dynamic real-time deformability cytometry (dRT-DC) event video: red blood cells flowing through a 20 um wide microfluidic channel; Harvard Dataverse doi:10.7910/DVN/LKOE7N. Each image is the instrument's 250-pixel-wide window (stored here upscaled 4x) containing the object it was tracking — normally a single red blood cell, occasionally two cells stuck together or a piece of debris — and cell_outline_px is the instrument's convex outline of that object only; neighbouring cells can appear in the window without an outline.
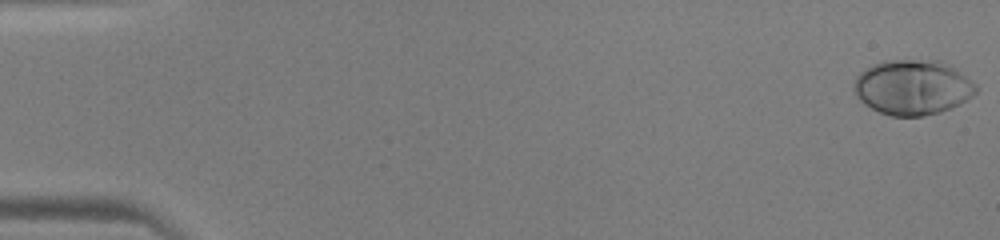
{"species": "human", "species_latin": "Homo sapiens", "temperature_condition": "warm", "stored_images_in_passage": 48, "camera_frame_rate_fps": 3000, "um_per_image_px": 0.085, "donor": {"sex": "male"}, "frame": {"image": 1, "passage_image": 1, "time_ms": 0.0, "image_size_px": [1000, 240], "cell_outline_px": [[976, 92], [972, 96], [960, 104], [952, 108], [940, 112], [924, 116], [892, 116], [880, 112], [864, 104], [852, 92], [852, 84], [856, 76], [864, 68], [872, 64], [884, 60], [940, 60], [956, 68], [972, 80], [976, 84]], "centroid_in_image_um": [77.55, 7.41], "position_along_channel_um": 7.5, "area_um2": 39.65}}
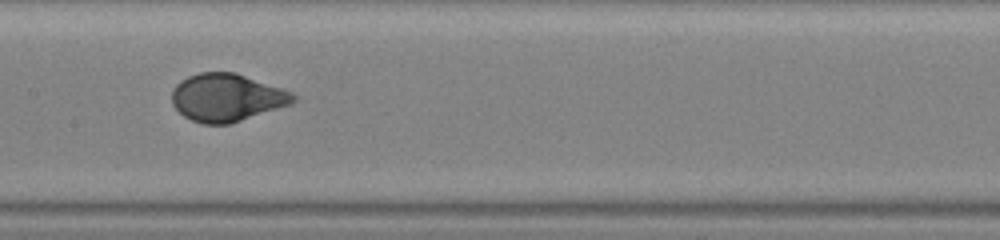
{"frame": {"image": 2, "passage_image": 25, "time_ms": 8.0, "image_size_px": [1000, 240], "cell_outline_px": [[296, 100], [292, 104], [228, 124], [204, 124], [192, 120], [184, 116], [172, 104], [172, 88], [180, 80], [188, 76], [200, 72], [236, 72], [292, 92], [296, 96]], "centroid_in_image_um": [19.26, 8.28], "position_along_channel_um": 188.1, "area_um2": 33.7}}
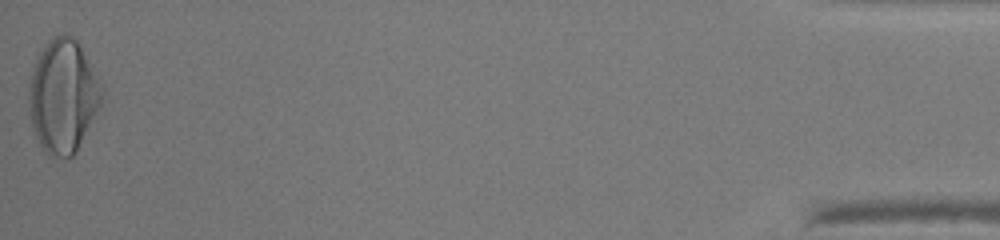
{"frame": {"image": 3, "passage_image": 48, "time_ms": 15.667, "image_size_px": [1000, 240], "cell_outline_px": [[104, 100], [76, 152], [72, 156], [48, 156], [44, 152], [36, 136], [32, 124], [28, 104], [28, 92], [32, 68], [40, 52], [48, 40], [52, 36], [64, 32], [72, 36], [80, 44], [104, 84]], "centroid_in_image_um": [5.39, 8.12], "position_along_channel_um": 429.8, "area_um2": 48.96}}